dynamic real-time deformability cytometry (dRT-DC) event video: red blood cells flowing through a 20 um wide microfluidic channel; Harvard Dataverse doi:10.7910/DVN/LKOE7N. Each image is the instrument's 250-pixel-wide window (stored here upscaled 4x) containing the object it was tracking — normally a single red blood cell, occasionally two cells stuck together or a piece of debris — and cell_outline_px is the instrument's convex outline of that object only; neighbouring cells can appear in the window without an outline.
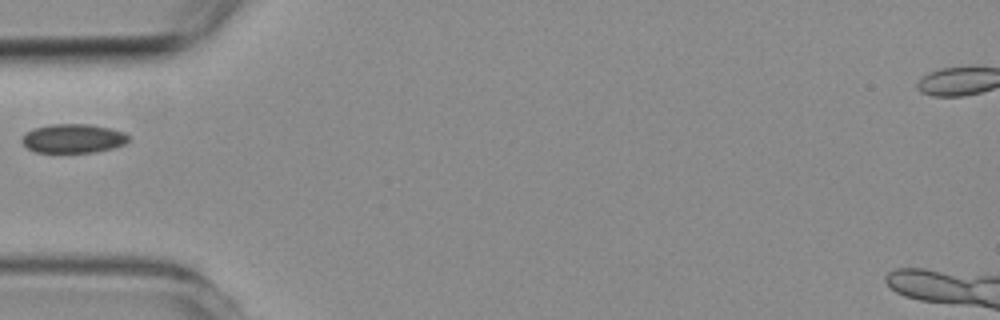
{"species": "common noctule bat (a hibernating species)", "species_latin": "Nyctalus noctula", "temperature_condition": "room temperature", "stored_images_in_passage": 1, "camera_frame_rate_fps": 3000, "um_per_image_px": 0.085, "animal": {"sex": "female", "body_mass_g": 19.3, "forearm_length_mm": 54.1}, "frame": {"image": 1, "passage_image": 1, "time_ms": 0.0, "image_size_px": [1000, 320], "cell_outline_px": [[128, 140], [124, 144], [112, 148], [92, 152], [36, 152], [28, 148], [20, 140], [28, 132], [36, 128], [52, 124], [88, 124], [108, 128], [124, 132], [128, 136]], "centroid_in_image_um": [6.22, 11.77], "position_along_channel_um": 78.8, "area_um2": 17.63}}